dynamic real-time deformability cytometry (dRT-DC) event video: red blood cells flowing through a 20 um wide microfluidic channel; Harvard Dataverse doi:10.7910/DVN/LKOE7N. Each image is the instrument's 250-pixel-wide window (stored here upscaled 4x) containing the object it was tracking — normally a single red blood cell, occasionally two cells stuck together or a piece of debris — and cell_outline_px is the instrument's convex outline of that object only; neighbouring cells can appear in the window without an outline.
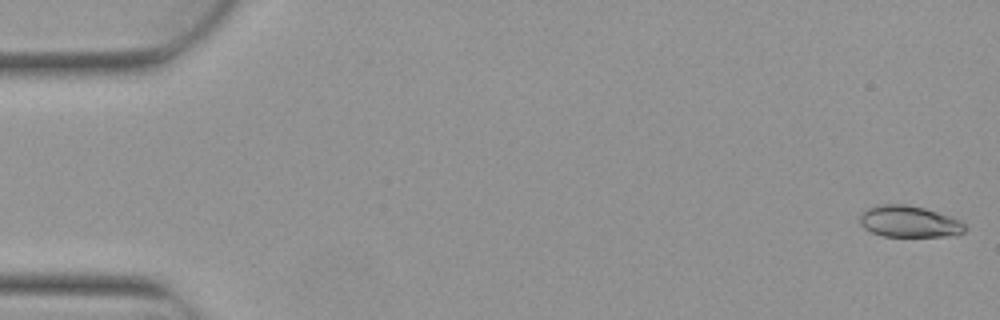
{"species": "Egyptian fruit bat (a non-hibernating species)", "species_latin": "Rousettus aegyptiacus", "temperature_condition": "warm", "stored_images_in_passage": 5, "camera_frame_rate_fps": 3000, "um_per_image_px": 0.085, "animal": {"sex": "female"}, "frame": {"image": 1, "passage_image": 1, "time_ms": 0.0, "image_size_px": [1000, 320], "cell_outline_px": [[968, 228], [964, 232], [956, 236], [884, 236], [872, 232], [864, 228], [860, 224], [860, 212], [876, 204], [908, 204], [924, 208], [960, 220], [968, 224]], "centroid_in_image_um": [77.3, 18.83], "position_along_channel_um": 7.7, "area_um2": 19.54}}
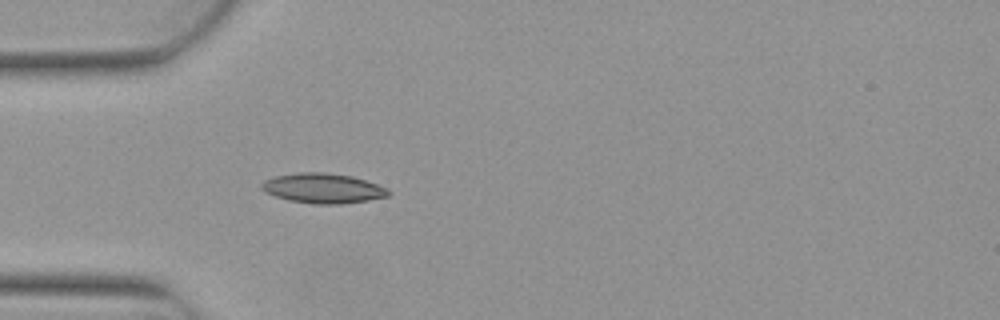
{"frame": {"image": 2, "passage_image": 5, "time_ms": 1.333, "image_size_px": [1000, 320], "cell_outline_px": [[392, 192], [388, 196], [368, 200], [340, 204], [312, 204], [288, 200], [264, 192], [260, 188], [260, 184], [264, 180], [276, 176], [300, 172], [324, 172], [352, 176], [388, 188]], "centroid_in_image_um": [27.44, 16.0], "position_along_channel_um": 57.6, "area_um2": 22.14}}